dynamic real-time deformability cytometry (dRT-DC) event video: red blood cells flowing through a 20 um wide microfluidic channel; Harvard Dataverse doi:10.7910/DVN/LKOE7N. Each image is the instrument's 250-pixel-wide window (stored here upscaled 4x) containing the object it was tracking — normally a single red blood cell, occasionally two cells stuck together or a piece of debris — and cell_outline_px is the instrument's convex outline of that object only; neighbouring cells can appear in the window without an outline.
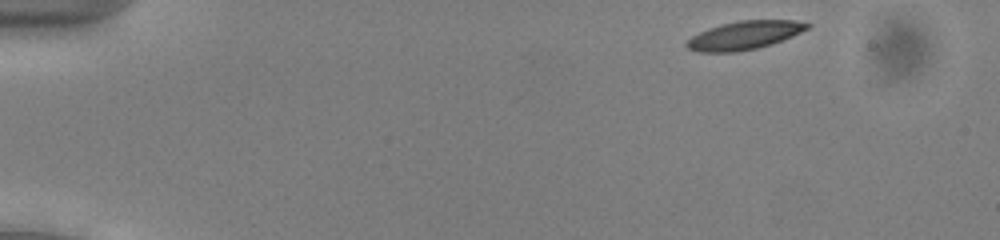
{"species": "common noctule bat (a hibernating species)", "species_latin": "Nyctalus noctula", "temperature_condition": "cold", "stored_images_in_passage": 47, "camera_frame_rate_fps": 3000, "um_per_image_px": 0.085, "animal": {"sex": "male", "body_mass_g": 13.0, "forearm_length_mm": 53.1}, "frame": {"image": 1, "passage_image": 1, "time_ms": 0.0, "image_size_px": [1000, 240], "cell_outline_px": [[812, 24], [808, 28], [792, 36], [772, 44], [756, 48], [736, 52], [696, 52], [688, 48], [684, 44], [692, 36], [708, 28], [720, 24], [740, 20], [792, 20]], "centroid_in_image_um": [63.24, 3.0], "position_along_channel_um": 21.8, "area_um2": 19.88}}
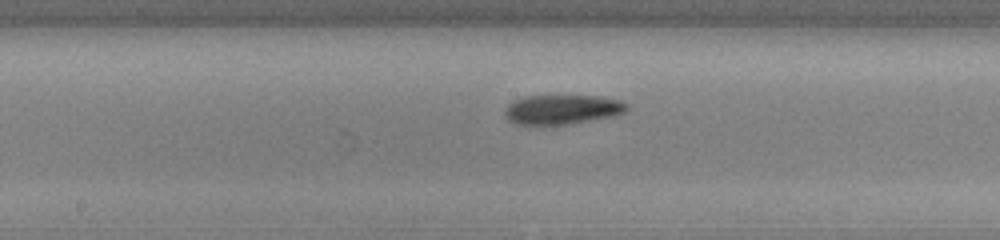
{"frame": {"image": 2, "passage_image": 23, "time_ms": 7.333, "image_size_px": [1000, 240], "cell_outline_px": [[628, 112], [612, 116], [568, 124], [516, 124], [508, 120], [504, 116], [504, 108], [508, 104], [524, 96], [600, 96], [620, 100], [628, 104]], "centroid_in_image_um": [47.79, 9.3], "position_along_channel_um": 200.4, "area_um2": 20.98}}
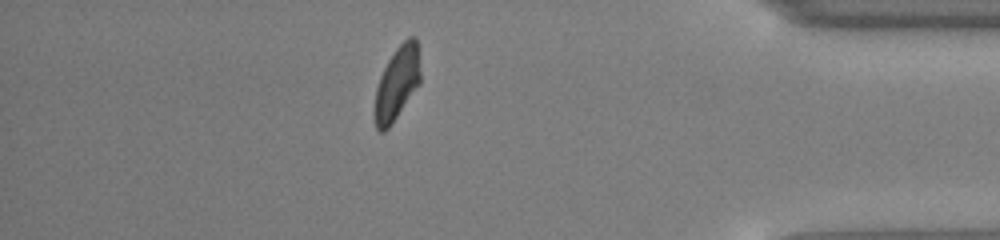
{"frame": {"image": 3, "passage_image": 41, "time_ms": 13.333, "image_size_px": [1000, 240], "cell_outline_px": [[420, 84], [388, 128], [384, 132], [380, 132], [376, 128], [372, 112], [376, 88], [380, 76], [388, 60], [396, 48], [408, 36], [416, 36], [420, 72]], "centroid_in_image_um": [33.71, 7.1], "position_along_channel_um": 401.5, "area_um2": 19.71}, "authors_computed_cell_mechanics": {"area_um2": 20.519, "velocity_mm_per_s": 3.8952, "shape_relaxation_time_tau1_ms": 7.0202, "shape_relaxation_time_tau2_ms": 4.6482, "deformation_change_tau1": 0.1597, "deformation_change_tau2": 0.1203}}